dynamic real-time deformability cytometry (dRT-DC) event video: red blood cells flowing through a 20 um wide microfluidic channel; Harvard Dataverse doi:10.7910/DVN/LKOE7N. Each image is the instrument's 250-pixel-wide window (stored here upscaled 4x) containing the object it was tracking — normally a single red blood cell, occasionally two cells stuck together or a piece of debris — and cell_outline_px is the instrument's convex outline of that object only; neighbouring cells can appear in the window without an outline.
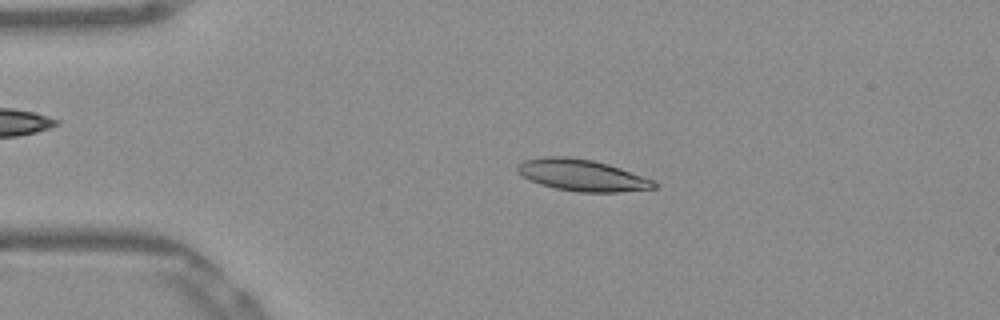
{"species": "Egyptian fruit bat (a non-hibernating species)", "species_latin": "Rousettus aegyptiacus", "temperature_condition": "warm", "stored_images_in_passage": 47, "camera_frame_rate_fps": 3000, "um_per_image_px": 0.085, "frame": {"image": 1, "passage_image": 6, "time_ms": 1.667, "image_size_px": [1000, 320], "cell_outline_px": [[660, 184], [656, 188], [620, 192], [580, 192], [556, 188], [540, 184], [524, 176], [516, 168], [516, 164], [524, 160], [544, 156], [568, 156], [592, 160], [608, 164], [620, 168], [652, 180]], "centroid_in_image_um": [49.48, 14.89], "position_along_channel_um": 35.5, "area_um2": 24.97}}
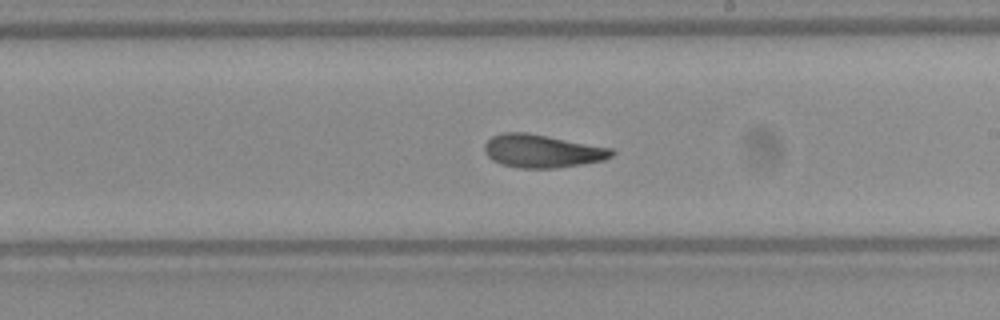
{"frame": {"image": 2, "passage_image": 25, "time_ms": 8.0, "image_size_px": [1000, 320], "cell_outline_px": [[616, 152], [612, 156], [604, 160], [556, 168], [520, 168], [504, 164], [492, 160], [484, 152], [484, 144], [492, 136], [504, 132], [528, 132], [612, 148]], "centroid_in_image_um": [46.08, 12.83], "position_along_channel_um": 242.9, "area_um2": 24.51}}
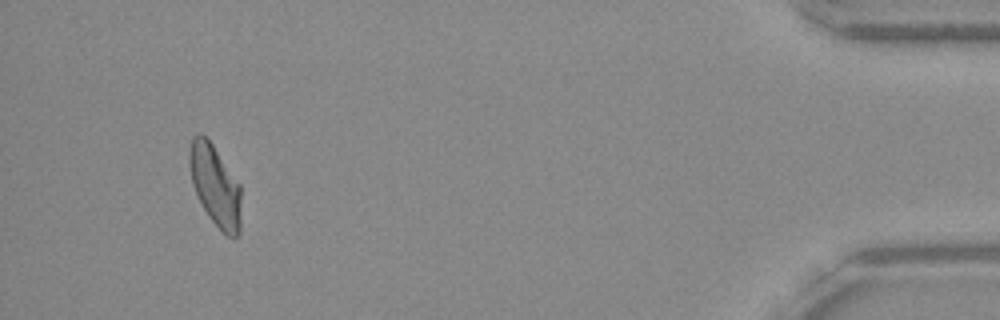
{"frame": {"image": 3, "passage_image": 44, "time_ms": 14.333, "image_size_px": [1000, 320], "cell_outline_px": [[240, 232], [236, 236], [228, 236], [208, 216], [192, 184], [188, 164], [188, 152], [192, 136], [200, 132], [212, 144], [240, 184]], "centroid_in_image_um": [18.26, 15.72], "position_along_channel_um": 416.9, "area_um2": 24.16}, "authors_computed_cell_mechanics": {"area_um2": 24.5072, "velocity_mm_per_s": 3.8721, "shape_relaxation_time_tau1_ms": null, "shape_relaxation_time_tau2_ms": 3.3822, "deformation_change_tau1": null, "deformation_change_tau2": 0.087}}